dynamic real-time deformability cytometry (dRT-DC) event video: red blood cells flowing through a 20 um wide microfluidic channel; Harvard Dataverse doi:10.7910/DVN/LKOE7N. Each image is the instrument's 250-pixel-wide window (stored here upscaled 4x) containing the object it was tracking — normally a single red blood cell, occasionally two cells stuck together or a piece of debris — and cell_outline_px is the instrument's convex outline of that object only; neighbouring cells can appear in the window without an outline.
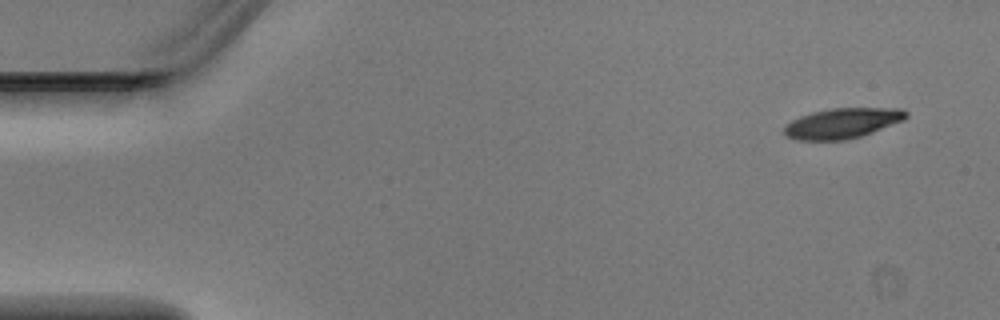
{"species": "Egyptian fruit bat (a non-hibernating species)", "species_latin": "Rousettus aegyptiacus", "temperature_condition": "warm", "stored_images_in_passage": 3, "camera_frame_rate_fps": 3000, "um_per_image_px": 0.085, "animal": {"sex": "male"}, "frame": {"image": 1, "passage_image": 1, "time_ms": 0.0, "image_size_px": [1000, 320], "cell_outline_px": [[908, 116], [904, 120], [872, 132], [860, 136], [844, 140], [796, 140], [788, 136], [784, 132], [784, 128], [792, 120], [800, 116], [812, 112], [832, 108], [900, 108], [908, 112]], "centroid_in_image_um": [71.62, 10.47], "position_along_channel_um": 13.4, "area_um2": 21.33}}